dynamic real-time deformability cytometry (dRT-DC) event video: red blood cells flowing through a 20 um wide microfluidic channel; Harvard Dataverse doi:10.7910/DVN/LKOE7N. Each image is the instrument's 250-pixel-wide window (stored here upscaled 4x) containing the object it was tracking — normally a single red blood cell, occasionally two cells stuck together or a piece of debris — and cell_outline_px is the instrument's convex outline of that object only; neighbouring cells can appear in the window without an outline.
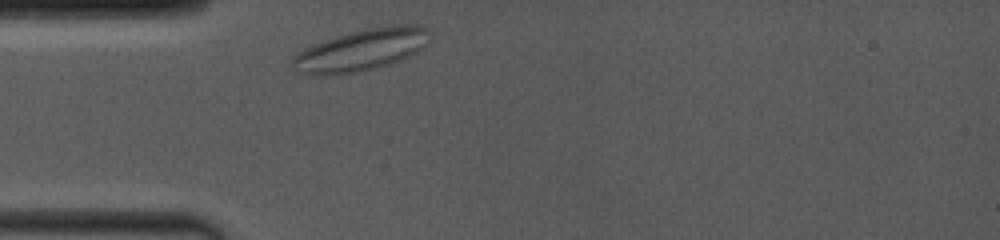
{"species": "common noctule bat (a hibernating species)", "species_latin": "Nyctalus noctula", "temperature_condition": "room temperature", "stored_images_in_passage": 1, "camera_frame_rate_fps": 4000, "um_per_image_px": 0.085, "animal": {"sex": "female", "body_mass_g": 19.0, "forearm_length_mm": 53.3}, "frame": {"image": 1, "passage_image": 1, "time_ms": 0.0, "image_size_px": [1000, 240], "cell_outline_px": [[432, 32], [424, 44], [416, 52], [392, 64], [376, 68], [356, 72], [332, 76], [312, 76], [296, 72], [292, 60], [300, 52], [324, 40], [364, 28], [404, 24], [416, 24], [428, 28]], "centroid_in_image_um": [30.73, 4.26], "position_along_channel_um": 54.3, "area_um2": 33.29}}